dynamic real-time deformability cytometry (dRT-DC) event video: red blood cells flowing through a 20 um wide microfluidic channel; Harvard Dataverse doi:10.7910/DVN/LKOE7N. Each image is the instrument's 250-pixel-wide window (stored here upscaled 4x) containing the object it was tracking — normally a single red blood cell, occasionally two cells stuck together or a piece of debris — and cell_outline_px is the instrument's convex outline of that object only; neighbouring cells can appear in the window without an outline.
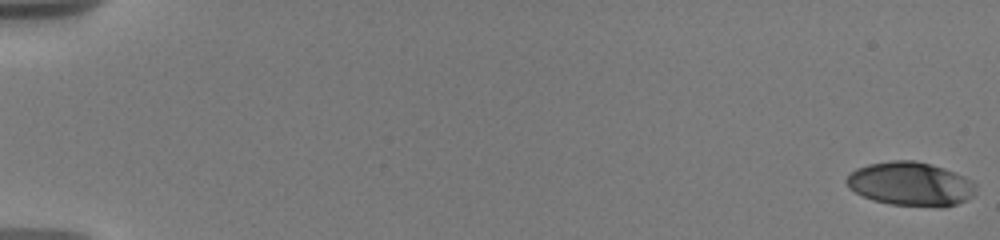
{"species": "human", "species_latin": "Homo sapiens", "temperature_condition": "warm", "stored_images_in_passage": 17, "camera_frame_rate_fps": 3000, "um_per_image_px": 0.085, "donor": {"sex": "male"}, "frame": {"image": 1, "passage_image": 1, "time_ms": 0.0, "image_size_px": [1000, 240], "cell_outline_px": [[976, 192], [968, 200], [944, 208], [940, 208], [892, 204], [872, 200], [848, 188], [844, 180], [856, 168], [868, 164], [892, 160], [916, 160], [944, 168], [956, 172], [972, 180], [976, 184]], "centroid_in_image_um": [77.43, 15.64], "position_along_channel_um": 7.6, "area_um2": 33.47}}
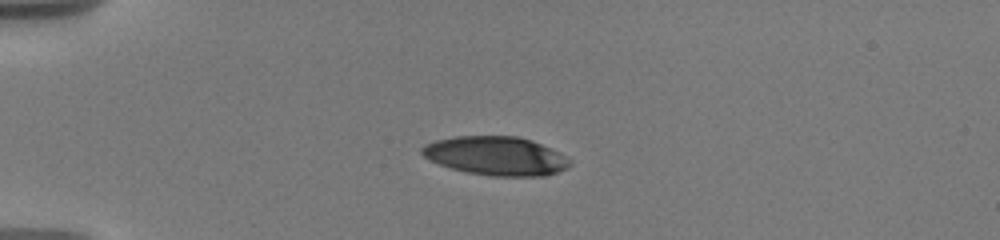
{"frame": {"image": 2, "passage_image": 12, "time_ms": 5.0, "image_size_px": [1000, 240], "cell_outline_px": [[572, 164], [568, 168], [544, 176], [492, 176], [468, 172], [452, 168], [428, 160], [420, 152], [420, 148], [424, 144], [436, 140], [456, 136], [516, 136], [532, 140], [552, 148], [572, 160]], "centroid_in_image_um": [42.17, 13.24], "position_along_channel_um": 42.8, "area_um2": 33.58}}